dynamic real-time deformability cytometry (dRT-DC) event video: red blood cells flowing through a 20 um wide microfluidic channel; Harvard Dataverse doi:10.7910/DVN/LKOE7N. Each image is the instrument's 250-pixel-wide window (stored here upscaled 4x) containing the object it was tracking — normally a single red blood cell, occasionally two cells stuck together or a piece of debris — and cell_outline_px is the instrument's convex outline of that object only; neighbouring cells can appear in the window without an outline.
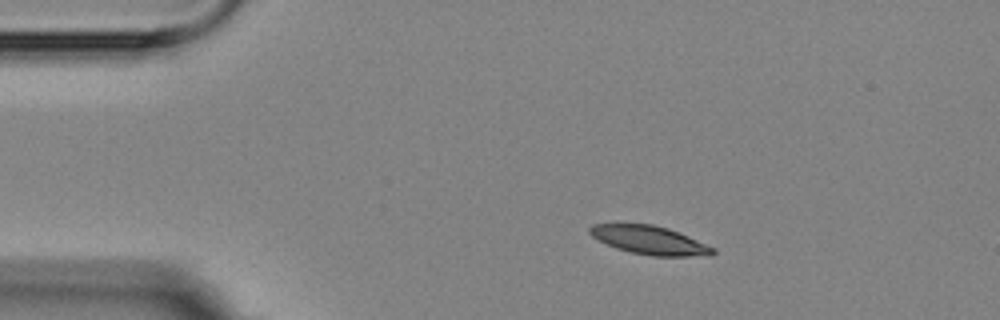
{"species": "Egyptian fruit bat (a non-hibernating species)", "species_latin": "Rousettus aegyptiacus", "temperature_condition": "room temperature", "stored_images_in_passage": 9, "camera_frame_rate_fps": 3000, "um_per_image_px": 0.085, "animal": {"sex": "female"}, "frame": {"image": 1, "passage_image": 2, "time_ms": 1.0, "image_size_px": [1000, 320], "cell_outline_px": [[716, 252], [712, 256], [652, 256], [632, 252], [616, 248], [592, 236], [588, 232], [588, 228], [592, 224], [652, 224], [668, 228], [688, 236], [716, 248]], "centroid_in_image_um": [55.26, 20.42], "position_along_channel_um": 29.7, "area_um2": 20.4}}
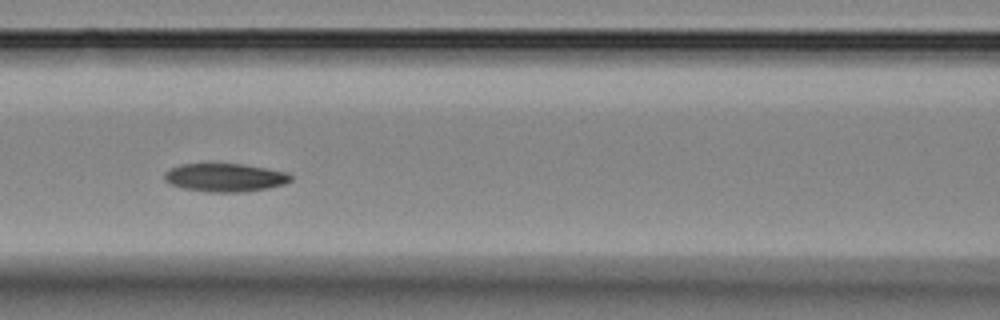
{"frame": {"image": 2, "passage_image": 6, "time_ms": 5.667, "image_size_px": [1000, 320], "cell_outline_px": [[292, 180], [284, 184], [268, 188], [244, 192], [208, 192], [184, 188], [168, 184], [164, 180], [164, 172], [180, 164], [240, 164], [268, 168], [288, 172], [292, 176]], "centroid_in_image_um": [19.14, 15.09], "position_along_channel_um": 147.5, "area_um2": 20.92}}
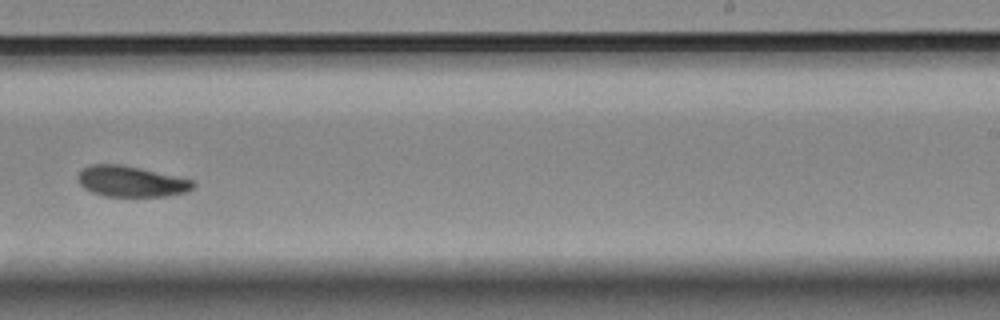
{"frame": {"image": 3, "passage_image": 9, "time_ms": 9.333, "image_size_px": [1000, 320], "cell_outline_px": [[196, 184], [188, 192], [168, 196], [104, 196], [92, 192], [84, 188], [80, 184], [76, 176], [84, 168], [92, 164], [116, 164], [136, 168], [192, 180]], "centroid_in_image_um": [11.12, 15.44], "position_along_channel_um": 277.9, "area_um2": 20.29}}